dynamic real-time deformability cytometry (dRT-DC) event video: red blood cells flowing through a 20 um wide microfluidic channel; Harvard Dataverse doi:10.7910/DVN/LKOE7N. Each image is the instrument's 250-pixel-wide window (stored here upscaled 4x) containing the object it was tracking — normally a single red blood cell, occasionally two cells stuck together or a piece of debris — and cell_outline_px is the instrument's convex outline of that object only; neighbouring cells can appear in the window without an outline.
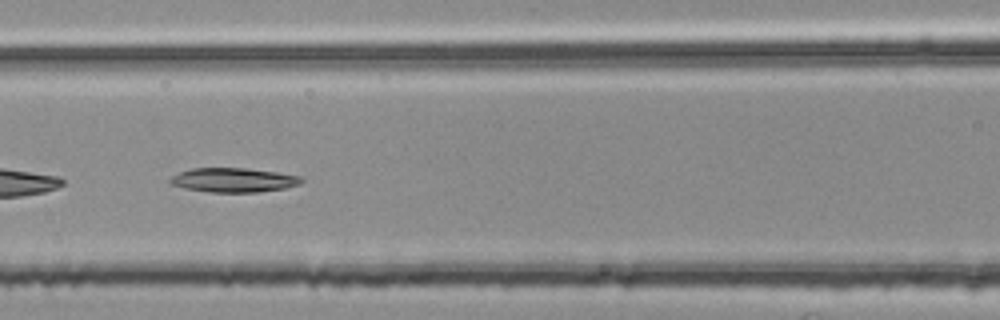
{"species": "common noctule bat (a hibernating species)", "species_latin": "Nyctalus noctula", "temperature_condition": "room temperature", "stored_images_in_passage": 23, "camera_frame_rate_fps": 3000, "um_per_image_px": 0.085, "animal": {"sex": "female", "body_mass_g": 25.1}, "frame": {"image": 1, "passage_image": 17, "time_ms": 5.333, "image_size_px": [1000, 320], "cell_outline_px": [[304, 180], [300, 184], [284, 188], [256, 192], [212, 192], [184, 188], [172, 184], [168, 180], [172, 176], [180, 172], [192, 168], [248, 168], [276, 172], [300, 176]], "centroid_in_image_um": [19.85, 15.3], "position_along_channel_um": 146.7, "area_um2": 18.44}}
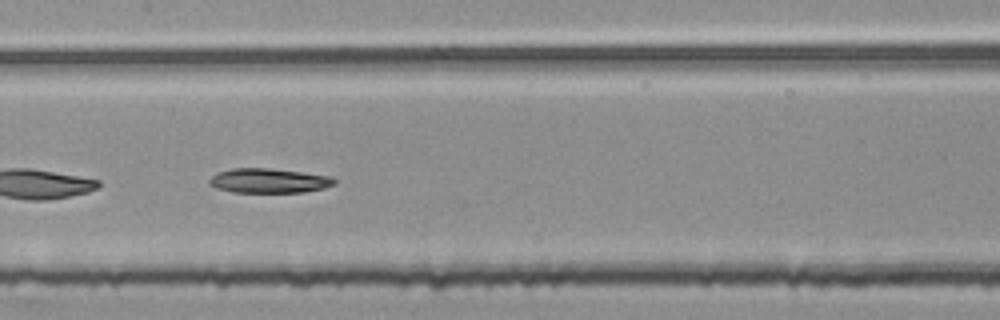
{"frame": {"image": 2, "passage_image": 20, "time_ms": 6.333, "image_size_px": [1000, 320], "cell_outline_px": [[336, 184], [324, 188], [304, 192], [232, 192], [216, 188], [208, 184], [208, 180], [216, 172], [232, 168], [268, 168], [332, 176], [336, 180]], "centroid_in_image_um": [22.83, 15.36], "position_along_channel_um": 184.6, "area_um2": 17.98}}